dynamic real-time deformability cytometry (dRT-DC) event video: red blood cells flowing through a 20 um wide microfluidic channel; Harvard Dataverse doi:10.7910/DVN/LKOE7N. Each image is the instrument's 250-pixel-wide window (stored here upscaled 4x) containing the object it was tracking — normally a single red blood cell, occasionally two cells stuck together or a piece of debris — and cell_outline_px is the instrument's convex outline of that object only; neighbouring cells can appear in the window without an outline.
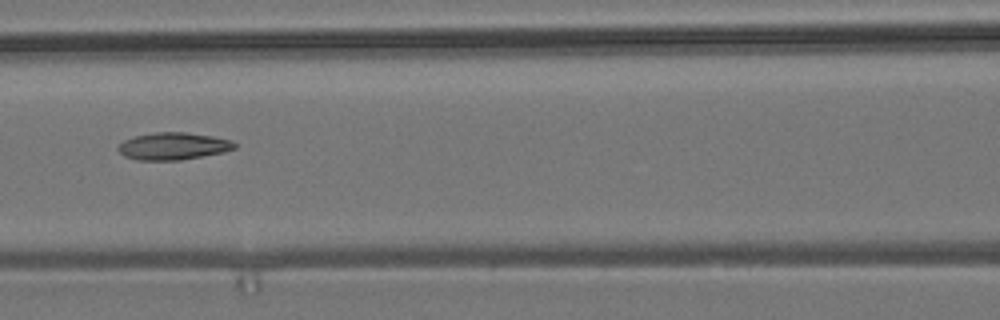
{"species": "common noctule bat (a hibernating species)", "species_latin": "Nyctalus noctula", "temperature_condition": "room temperature", "stored_images_in_passage": 8, "camera_frame_rate_fps": 3000, "um_per_image_px": 0.085, "animal": {"sex": "male", "body_mass_g": 19.2, "forearm_length_mm": 51.8}, "frame": {"image": 1, "passage_image": 8, "time_ms": 8.0, "image_size_px": [1000, 320], "cell_outline_px": [[236, 148], [224, 152], [180, 160], [136, 160], [124, 156], [116, 148], [124, 140], [132, 136], [156, 132], [184, 132], [212, 136], [232, 140], [236, 144]], "centroid_in_image_um": [14.71, 12.42], "position_along_channel_um": 151.9, "area_um2": 18.55}}